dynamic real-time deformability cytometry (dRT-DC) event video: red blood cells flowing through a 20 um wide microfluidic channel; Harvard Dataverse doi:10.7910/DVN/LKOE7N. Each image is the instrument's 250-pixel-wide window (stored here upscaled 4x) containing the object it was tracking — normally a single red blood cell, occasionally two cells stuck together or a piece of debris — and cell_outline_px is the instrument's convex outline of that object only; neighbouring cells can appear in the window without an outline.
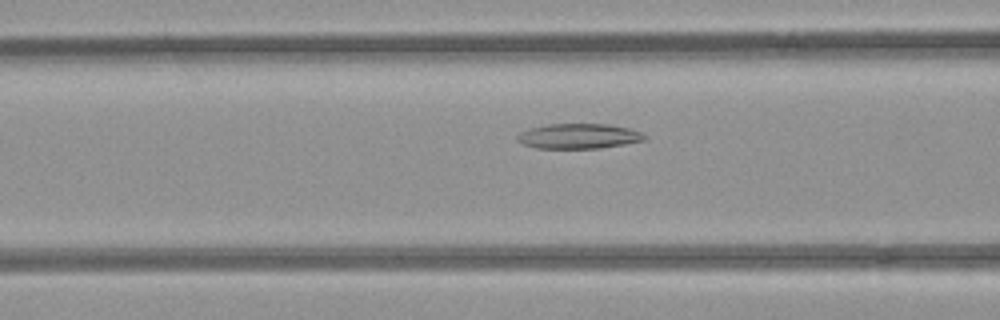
{"species": "common noctule bat (a hibernating species)", "species_latin": "Nyctalus noctula", "temperature_condition": "room temperature", "stored_images_in_passage": 39, "segment_of_instrument_passage": [1, 2], "camera_frame_rate_fps": 3000, "um_per_image_px": 0.085, "animal": {"sex": "female", "body_mass_g": 21.9}, "frame": {"image": 1, "passage_image": 18, "time_ms": 5.667, "image_size_px": [1000, 320], "cell_outline_px": [[648, 136], [644, 140], [624, 144], [600, 148], [536, 148], [524, 144], [516, 140], [516, 136], [520, 132], [532, 128], [548, 124], [608, 124], [628, 128], [640, 132]], "centroid_in_image_um": [49.19, 11.57], "position_along_channel_um": 117.4, "area_um2": 18.44}}
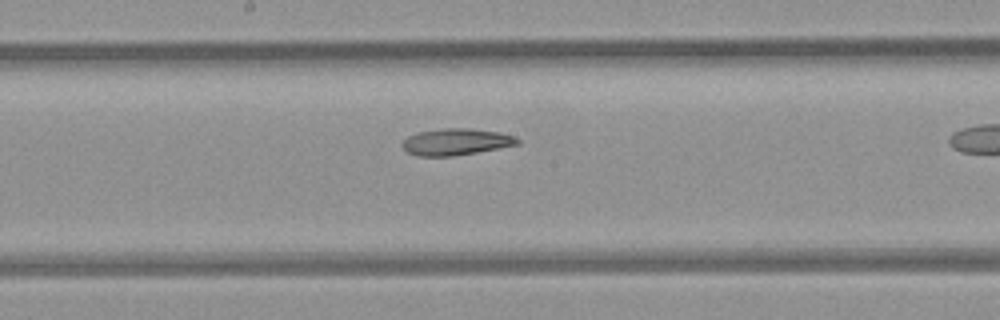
{"frame": {"image": 2, "passage_image": 25, "time_ms": 8.0, "image_size_px": [1000, 320], "cell_outline_px": [[520, 144], [476, 152], [452, 156], [416, 156], [408, 152], [400, 144], [408, 136], [420, 132], [440, 128], [472, 128], [500, 132], [512, 136], [520, 140]], "centroid_in_image_um": [38.75, 12.05], "position_along_channel_um": 209.4, "area_um2": 17.8}}
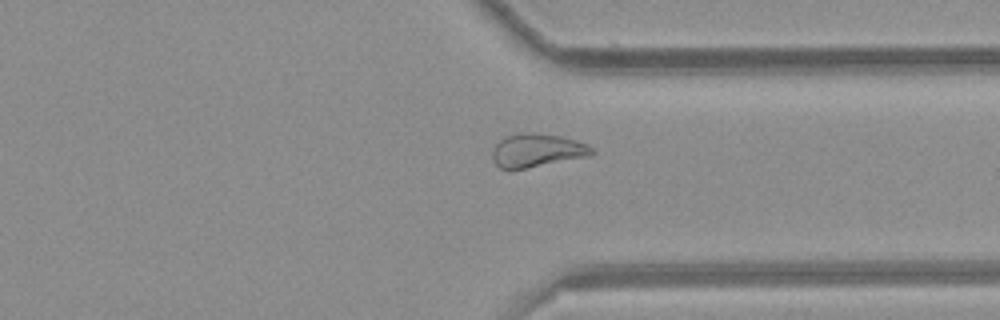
{"frame": {"image": 3, "passage_image": 37, "time_ms": 12.0, "image_size_px": [1000, 320], "cell_outline_px": [[596, 152], [588, 156], [508, 172], [500, 168], [492, 160], [492, 152], [496, 144], [504, 136], [520, 132], [532, 132], [560, 136], [576, 140], [588, 144]], "centroid_in_image_um": [45.6, 12.8], "position_along_channel_um": 365.8, "area_um2": 19.77}}